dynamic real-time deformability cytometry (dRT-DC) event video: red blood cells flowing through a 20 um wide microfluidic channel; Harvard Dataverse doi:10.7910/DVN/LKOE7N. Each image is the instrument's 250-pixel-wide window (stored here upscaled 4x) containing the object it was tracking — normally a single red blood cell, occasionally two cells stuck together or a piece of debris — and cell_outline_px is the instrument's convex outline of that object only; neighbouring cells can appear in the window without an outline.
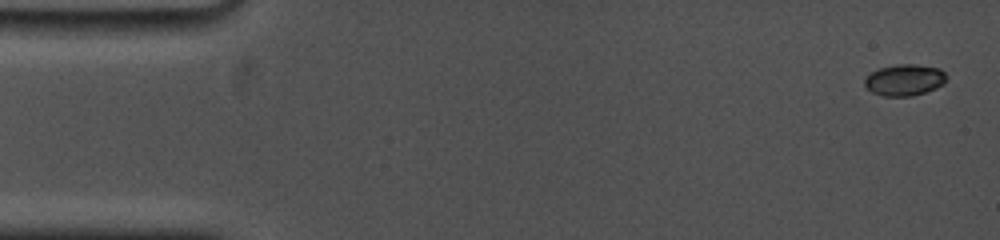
{"species": "common noctule bat (a hibernating species)", "species_latin": "Nyctalus noctula", "temperature_condition": "cold", "stored_images_in_passage": 15, "camera_frame_rate_fps": 5000, "um_per_image_px": 0.085, "animal": {"sex": "female", "body_mass_g": 19.0, "forearm_length_mm": 53.3}, "frame": {"image": 1, "passage_image": 1, "time_ms": 0.0, "image_size_px": [1000, 240], "cell_outline_px": [[948, 80], [944, 84], [936, 88], [912, 96], [884, 96], [872, 92], [864, 84], [864, 80], [872, 72], [880, 68], [896, 64], [916, 64], [940, 68], [948, 76]], "centroid_in_image_um": [76.94, 6.79], "position_along_channel_um": 8.1, "area_um2": 15.03}}
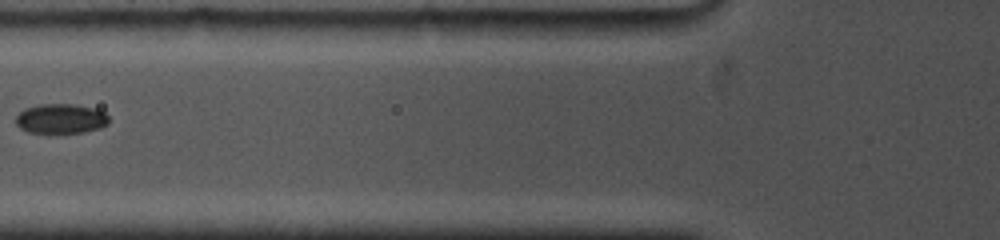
{"frame": {"image": 2, "passage_image": 11, "time_ms": 6.4, "image_size_px": [1000, 240], "cell_outline_px": [[108, 124], [100, 128], [84, 132], [48, 136], [28, 132], [20, 128], [16, 124], [16, 116], [24, 108], [40, 104], [72, 104], [96, 108], [104, 112], [108, 116]], "centroid_in_image_um": [5.14, 10.13], "position_along_channel_um": 120.7, "area_um2": 16.88}}
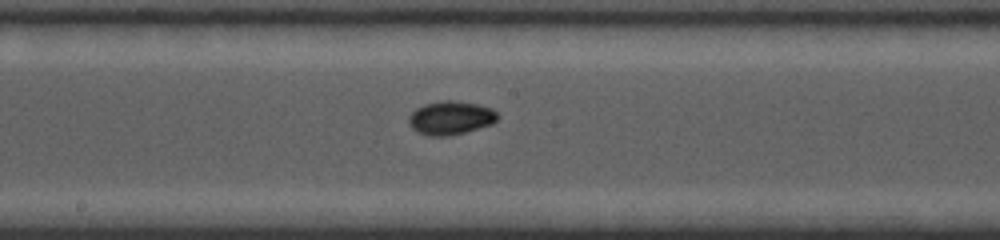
{"frame": {"image": 3, "passage_image": 15, "time_ms": 8.8, "image_size_px": [1000, 240], "cell_outline_px": [[500, 116], [492, 124], [464, 132], [448, 136], [428, 136], [416, 132], [408, 124], [408, 116], [416, 108], [424, 104], [440, 100], [452, 100], [476, 104], [492, 108]], "centroid_in_image_um": [38.27, 10.02], "position_along_channel_um": 209.9, "area_um2": 17.51}}